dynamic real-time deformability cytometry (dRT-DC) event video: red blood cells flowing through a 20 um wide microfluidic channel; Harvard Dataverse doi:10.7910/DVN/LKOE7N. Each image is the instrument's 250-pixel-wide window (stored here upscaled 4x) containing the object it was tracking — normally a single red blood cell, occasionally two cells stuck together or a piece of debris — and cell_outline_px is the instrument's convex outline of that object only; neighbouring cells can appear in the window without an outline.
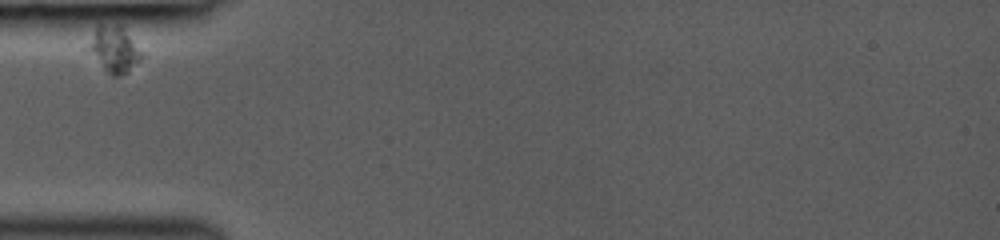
{"species": "common noctule bat (a hibernating species)", "species_latin": "Nyctalus noctula", "temperature_condition": "room temperature", "stored_images_in_passage": 15, "camera_frame_rate_fps": 3000, "um_per_image_px": 0.085, "animal": {"sex": "female", "body_mass_g": 19.0, "forearm_length_mm": 53.3}, "frame": {"image": 1, "passage_image": 1, "time_ms": 0.0, "image_size_px": [1000, 240], "cell_outline_px": [[144, 56], [128, 72], [120, 76], [112, 76], [104, 68], [88, 48], [96, 28], [100, 24], [120, 24], [144, 52]], "centroid_in_image_um": [9.79, 4.18], "position_along_channel_um": 75.2, "area_um2": 13.93}}
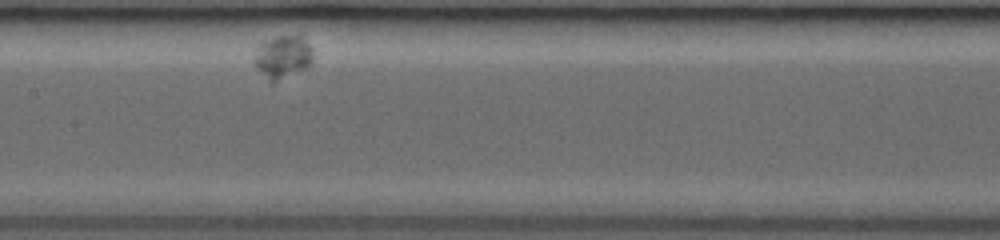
{"frame": {"image": 2, "passage_image": 6, "time_ms": 3.333, "image_size_px": [1000, 240], "cell_outline_px": [[312, 60], [304, 68], [272, 84], [252, 64], [252, 60], [256, 44], [280, 36], [300, 32], [304, 36], [312, 48]], "centroid_in_image_um": [23.99, 4.79], "position_along_channel_um": 183.4, "area_um2": 15.2}}
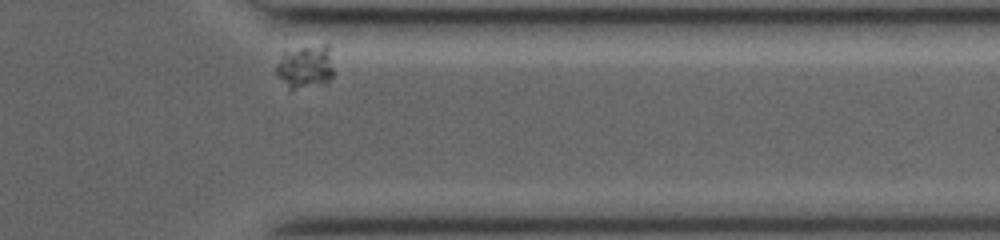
{"frame": {"image": 3, "passage_image": 15, "time_ms": 9.0, "image_size_px": [1000, 240], "cell_outline_px": [[332, 76], [328, 84], [292, 92], [276, 76], [276, 64], [280, 52], [300, 48], [324, 44], [328, 44], [332, 68]], "centroid_in_image_um": [25.91, 5.74], "position_along_channel_um": 385.5, "area_um2": 15.14}}